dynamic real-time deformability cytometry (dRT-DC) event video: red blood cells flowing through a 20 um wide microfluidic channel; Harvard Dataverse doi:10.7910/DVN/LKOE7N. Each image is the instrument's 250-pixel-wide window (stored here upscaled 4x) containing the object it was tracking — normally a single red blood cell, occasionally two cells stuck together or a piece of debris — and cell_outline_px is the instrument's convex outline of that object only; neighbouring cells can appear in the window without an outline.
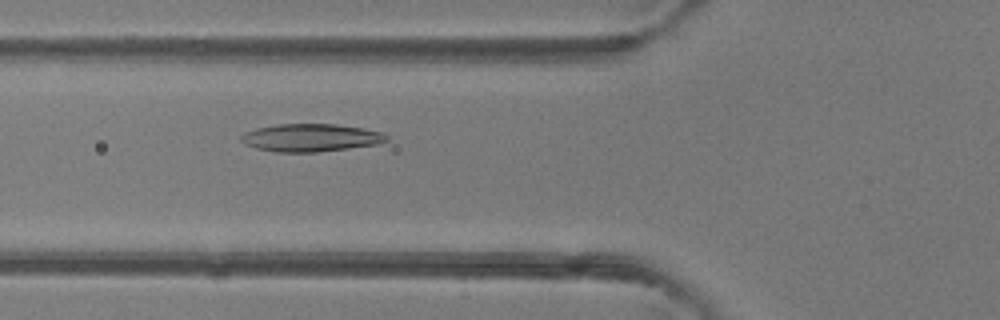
{"species": "common noctule bat (a hibernating species)", "species_latin": "Nyctalus noctula", "temperature_condition": "room temperature", "stored_images_in_passage": 33, "camera_frame_rate_fps": 3000, "um_per_image_px": 0.085, "animal": {"sex": "female"}, "frame": {"image": 1, "passage_image": 7, "time_ms": 2.0, "image_size_px": [1000, 320], "cell_outline_px": [[388, 140], [376, 144], [348, 148], [316, 152], [276, 152], [256, 148], [244, 144], [240, 140], [240, 136], [244, 132], [256, 128], [276, 124], [336, 124], [364, 128], [380, 132], [388, 136]], "centroid_in_image_um": [26.37, 11.7], "position_along_channel_um": 99.4, "area_um2": 23.52}}
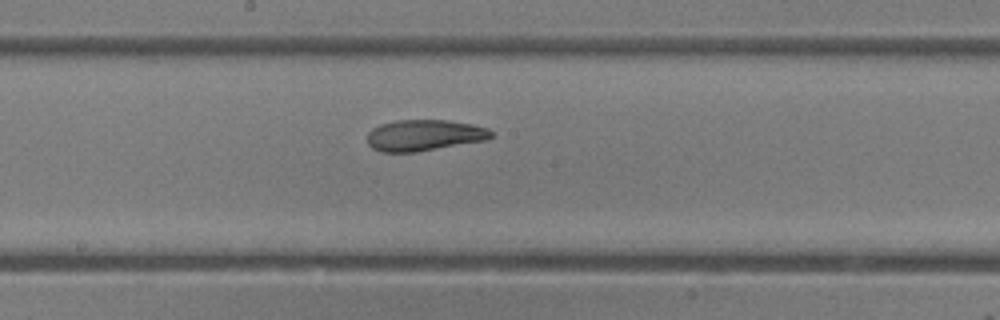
{"frame": {"image": 2, "passage_image": 15, "time_ms": 4.667, "image_size_px": [1000, 320], "cell_outline_px": [[492, 136], [488, 140], [416, 152], [380, 152], [372, 148], [368, 144], [368, 132], [372, 128], [380, 124], [396, 120], [448, 120], [472, 124], [488, 128], [492, 132]], "centroid_in_image_um": [36.06, 11.5], "position_along_channel_um": 212.1, "area_um2": 22.66}}
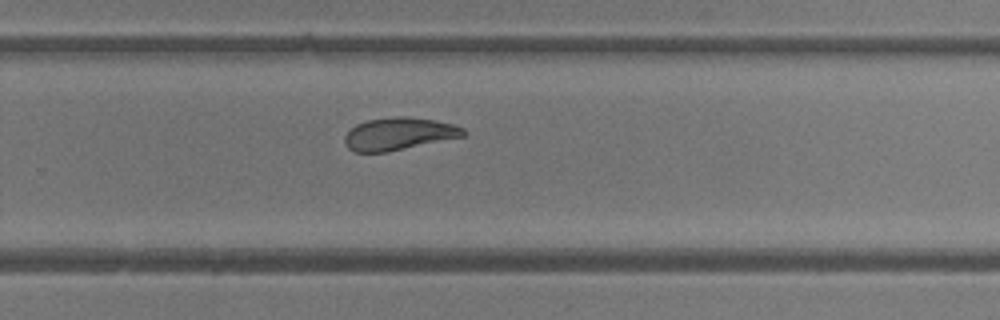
{"frame": {"image": 3, "passage_image": 21, "time_ms": 6.667, "image_size_px": [1000, 320], "cell_outline_px": [[468, 132], [464, 136], [388, 152], [356, 152], [348, 148], [344, 144], [344, 136], [356, 124], [368, 120], [396, 116], [404, 116], [436, 120], [456, 124], [464, 128]], "centroid_in_image_um": [33.93, 11.37], "position_along_channel_um": 295.9, "area_um2": 22.6}, "authors_computed_cell_mechanics": {"area_um2": 22.7154, "velocity_mm_per_s": 4.2075, "shape_relaxation_time_tau1_ms": 4.255, "shape_relaxation_time_tau2_ms": 2.5445, "deformation_change_tau1": 0.1371, "deformation_change_tau2": 0.0884}}